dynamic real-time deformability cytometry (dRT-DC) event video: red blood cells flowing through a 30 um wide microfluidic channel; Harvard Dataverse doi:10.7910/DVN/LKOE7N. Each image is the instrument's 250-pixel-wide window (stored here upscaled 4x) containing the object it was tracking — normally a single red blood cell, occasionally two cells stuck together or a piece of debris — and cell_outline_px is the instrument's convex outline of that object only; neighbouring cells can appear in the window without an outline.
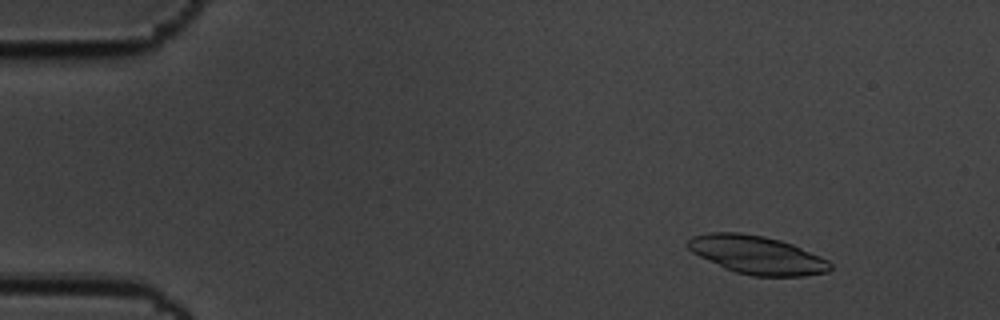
{"species": "common noctule bat (a hibernating species)", "species_latin": "Nyctalus noctula", "temperature_condition": "cold", "stored_images_in_passage": 58, "camera_frame_rate_fps": 3000, "um_per_image_px": 0.085, "animal": {"sex": "male", "body_mass_g": 19.5, "forearm_length_mm": 54.6}, "frame": {"image": 1, "passage_image": 7, "time_ms": 2.0, "image_size_px": [1000, 320], "cell_outline_px": [[832, 268], [828, 272], [804, 276], [752, 276], [736, 272], [724, 268], [692, 252], [684, 244], [692, 236], [708, 232], [740, 232], [764, 236], [780, 240], [792, 244], [820, 256], [828, 260], [832, 264]], "centroid_in_image_um": [64.33, 21.66], "position_along_channel_um": 20.7, "area_um2": 31.85}}